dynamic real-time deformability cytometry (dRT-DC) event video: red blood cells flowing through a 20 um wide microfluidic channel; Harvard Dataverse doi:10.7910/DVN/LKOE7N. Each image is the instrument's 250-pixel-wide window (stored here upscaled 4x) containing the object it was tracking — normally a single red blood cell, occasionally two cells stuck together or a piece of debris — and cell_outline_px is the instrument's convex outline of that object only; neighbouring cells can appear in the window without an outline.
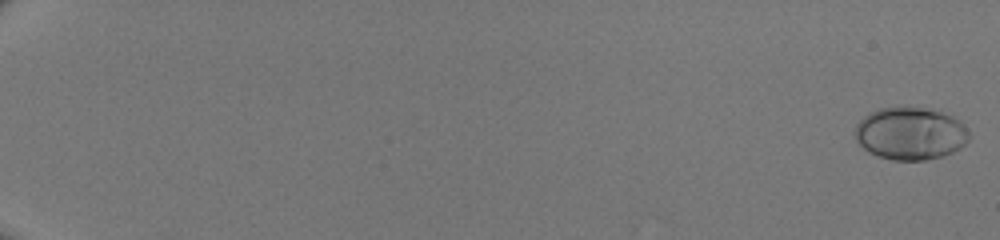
{"species": "human", "species_latin": "Homo sapiens", "temperature_condition": "room temperature", "stored_images_in_passage": 51, "camera_frame_rate_fps": 3000, "um_per_image_px": 0.085, "donor": {"sex": "male"}, "frame": {"image": 1, "passage_image": 1, "time_ms": 0.0, "image_size_px": [1000, 240], "cell_outline_px": [[968, 140], [960, 148], [944, 156], [924, 160], [892, 160], [868, 152], [856, 140], [856, 124], [864, 116], [880, 108], [920, 108], [940, 112], [952, 116], [960, 120], [968, 132]], "centroid_in_image_um": [77.38, 11.37], "position_along_channel_um": 7.6, "area_um2": 34.45}}
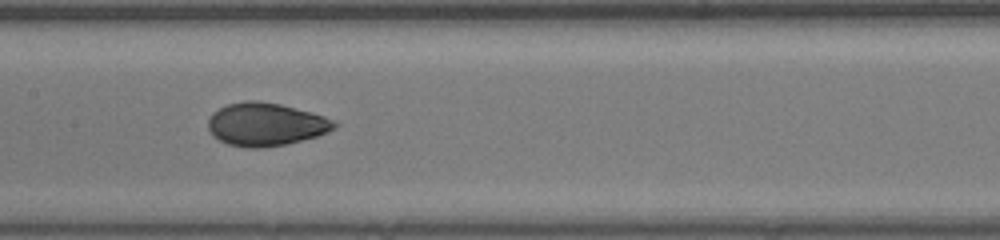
{"frame": {"image": 2, "passage_image": 30, "time_ms": 9.667, "image_size_px": [1000, 240], "cell_outline_px": [[340, 124], [336, 128], [328, 132], [316, 136], [288, 144], [260, 148], [248, 148], [228, 144], [212, 136], [208, 128], [208, 120], [212, 112], [228, 104], [244, 100], [256, 100], [280, 104], [312, 112], [336, 120]], "centroid_in_image_um": [22.61, 10.57], "position_along_channel_um": 184.8, "area_um2": 31.96}}
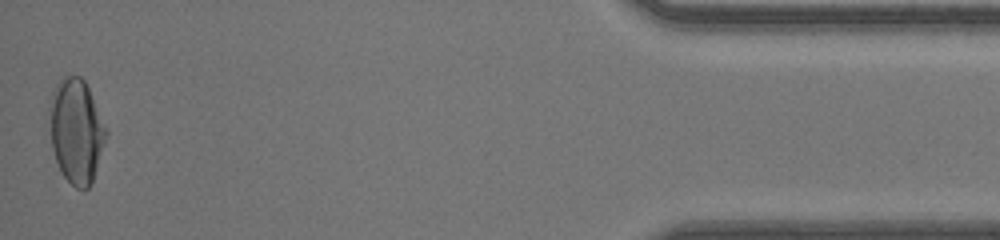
{"frame": {"image": 3, "passage_image": 51, "time_ms": 16.667, "image_size_px": [1000, 240], "cell_outline_px": [[108, 136], [92, 180], [88, 188], [76, 188], [60, 172], [52, 148], [52, 92], [60, 76], [80, 76], [84, 80], [88, 88], [108, 132]], "centroid_in_image_um": [6.51, 11.13], "position_along_channel_um": 428.7, "area_um2": 33.52}}